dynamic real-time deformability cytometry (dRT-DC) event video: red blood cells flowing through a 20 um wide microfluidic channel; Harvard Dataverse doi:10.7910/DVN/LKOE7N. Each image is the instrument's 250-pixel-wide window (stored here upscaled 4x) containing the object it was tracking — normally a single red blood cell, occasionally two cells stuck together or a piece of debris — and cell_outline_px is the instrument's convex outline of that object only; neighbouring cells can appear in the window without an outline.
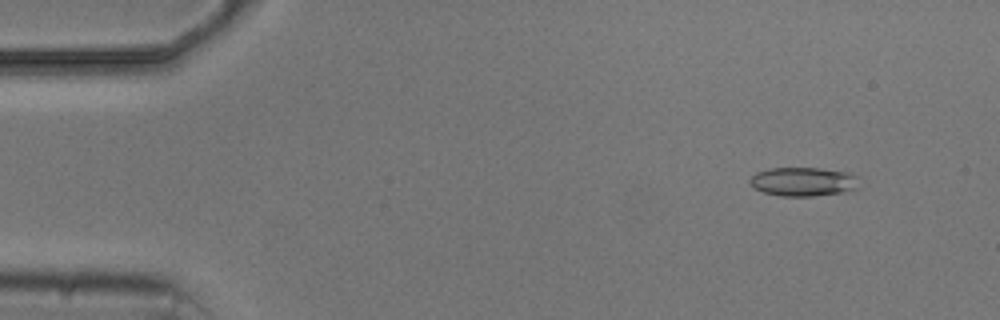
{"species": "common noctule bat (a hibernating species)", "species_latin": "Nyctalus noctula", "temperature_condition": "cold", "stored_images_in_passage": 4, "camera_frame_rate_fps": 3000, "um_per_image_px": 0.085, "animal": {"sex": "male", "body_mass_g": 20.5, "forearm_length_mm": 52.5}, "frame": {"image": 1, "passage_image": 2, "time_ms": 1.0, "image_size_px": [1000, 320], "cell_outline_px": [[860, 188], [844, 192], [812, 196], [780, 196], [764, 192], [756, 188], [752, 184], [752, 176], [756, 172], [772, 168], [820, 168], [848, 172], [856, 176]], "centroid_in_image_um": [68.34, 15.44], "position_along_channel_um": 16.7, "area_um2": 18.26}}
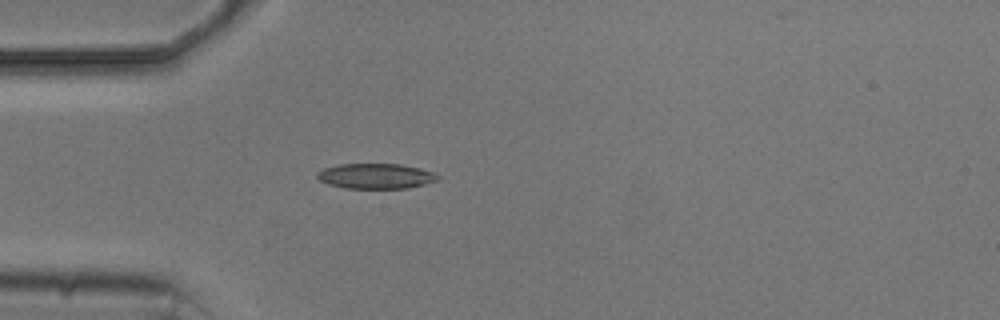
{"frame": {"image": 2, "passage_image": 4, "time_ms": 4.333, "image_size_px": [1000, 320], "cell_outline_px": [[440, 180], [408, 188], [344, 188], [328, 184], [320, 180], [316, 176], [316, 172], [324, 168], [336, 164], [400, 164], [420, 168], [432, 172], [440, 176]], "centroid_in_image_um": [31.93, 14.96], "position_along_channel_um": 53.1, "area_um2": 17.8}}